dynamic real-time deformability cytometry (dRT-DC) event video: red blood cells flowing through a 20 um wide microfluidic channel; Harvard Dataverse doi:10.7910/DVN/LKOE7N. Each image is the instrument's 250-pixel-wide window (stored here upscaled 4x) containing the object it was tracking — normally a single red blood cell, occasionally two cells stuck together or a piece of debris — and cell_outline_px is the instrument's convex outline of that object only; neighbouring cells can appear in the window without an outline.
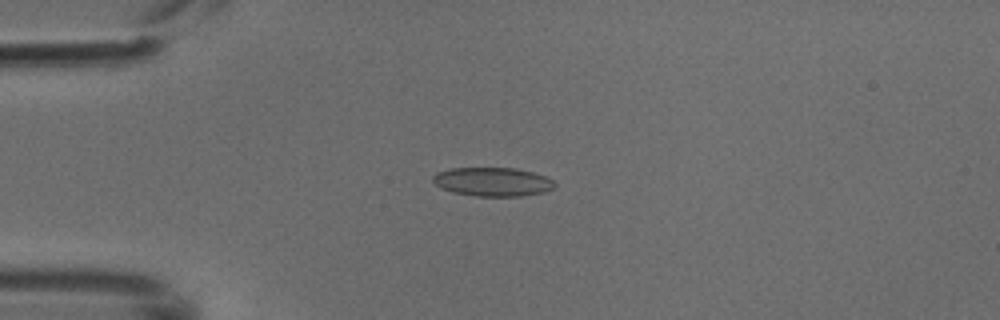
{"species": "common noctule bat (a hibernating species)", "species_latin": "Nyctalus noctula", "temperature_condition": "cold", "stored_images_in_passage": 5, "camera_frame_rate_fps": 3000, "um_per_image_px": 0.085, "animal": {"sex": "male", "body_mass_g": 18.8}, "frame": {"image": 1, "passage_image": 3, "time_ms": 0.667, "image_size_px": [1000, 320], "cell_outline_px": [[556, 184], [552, 188], [544, 192], [520, 196], [476, 196], [452, 192], [436, 184], [432, 180], [432, 176], [436, 172], [448, 168], [516, 168], [548, 176]], "centroid_in_image_um": [41.87, 15.44], "position_along_channel_um": 43.1, "area_um2": 20.46}}
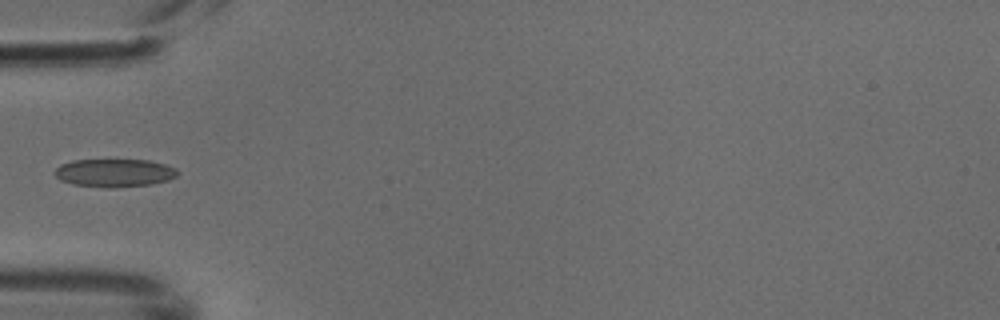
{"frame": {"image": 2, "passage_image": 4, "time_ms": 1.0, "image_size_px": [1000, 320], "cell_outline_px": [[180, 172], [176, 176], [168, 180], [152, 184], [72, 184], [60, 180], [56, 176], [56, 168], [60, 164], [72, 160], [148, 160], [164, 164], [176, 168]], "centroid_in_image_um": [9.75, 14.63], "position_along_channel_um": 75.2, "area_um2": 18.9}}
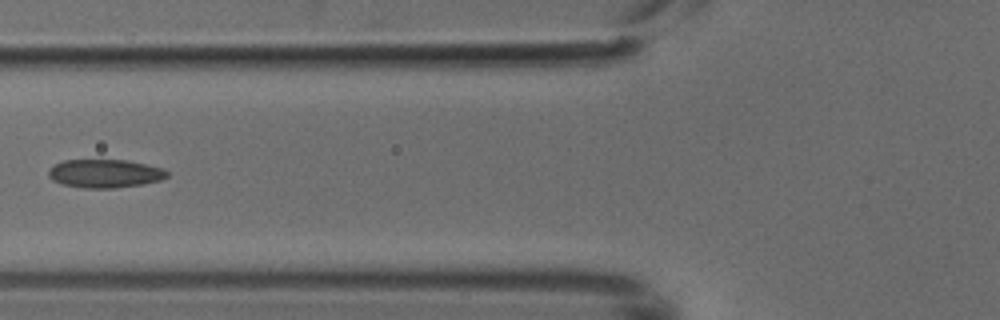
{"frame": {"image": 3, "passage_image": 5, "time_ms": 1.333, "image_size_px": [1000, 320], "cell_outline_px": [[168, 176], [160, 180], [144, 184], [112, 188], [84, 188], [64, 184], [52, 180], [48, 176], [48, 172], [56, 164], [64, 160], [128, 160], [160, 168], [168, 172]], "centroid_in_image_um": [8.92, 14.75], "position_along_channel_um": 116.9, "area_um2": 19.36}}